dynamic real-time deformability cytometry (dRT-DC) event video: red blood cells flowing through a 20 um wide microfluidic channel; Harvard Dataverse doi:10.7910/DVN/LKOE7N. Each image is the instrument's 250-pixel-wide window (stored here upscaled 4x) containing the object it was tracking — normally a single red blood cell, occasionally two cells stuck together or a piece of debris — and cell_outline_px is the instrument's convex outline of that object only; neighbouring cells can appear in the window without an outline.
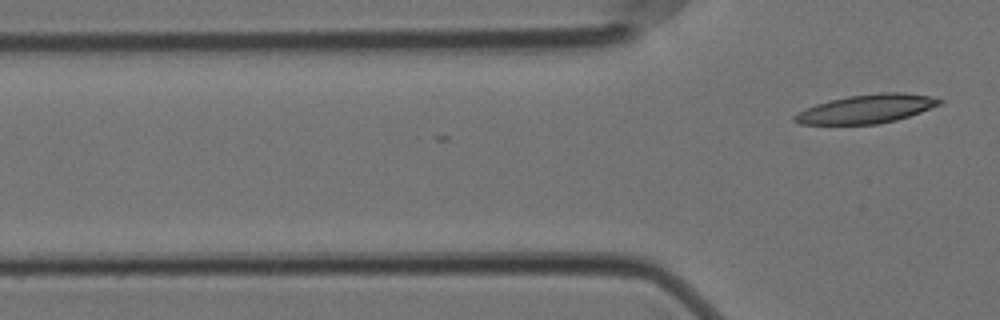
{"species": "Egyptian fruit bat (a non-hibernating species)", "species_latin": "Rousettus aegyptiacus", "temperature_condition": "cold", "stored_images_in_passage": 2, "camera_frame_rate_fps": 3000, "um_per_image_px": 0.085, "animal": {"sex": "female"}, "frame": {"image": 1, "passage_image": 2, "time_ms": 0.333, "image_size_px": [1000, 320], "cell_outline_px": [[944, 100], [940, 104], [920, 112], [896, 120], [876, 124], [800, 124], [792, 120], [792, 116], [796, 112], [804, 108], [828, 100], [848, 96], [880, 92], [904, 92], [928, 96]], "centroid_in_image_um": [73.59, 9.25], "position_along_channel_um": 52.2, "area_um2": 24.28}}